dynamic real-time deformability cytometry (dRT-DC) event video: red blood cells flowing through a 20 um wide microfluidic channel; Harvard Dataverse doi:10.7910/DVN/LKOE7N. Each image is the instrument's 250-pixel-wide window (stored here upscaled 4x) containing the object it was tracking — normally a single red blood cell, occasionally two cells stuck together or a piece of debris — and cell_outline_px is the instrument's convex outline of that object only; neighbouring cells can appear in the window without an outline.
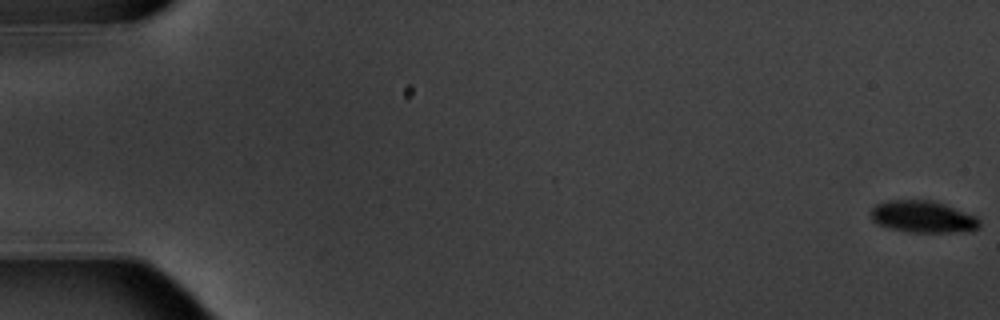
{"species": "common noctule bat (a hibernating species)", "species_latin": "Nyctalus noctula", "temperature_condition": "warm", "stored_images_in_passage": 8, "camera_frame_rate_fps": 3000, "um_per_image_px": 0.085, "animal": {"sex": "male", "body_mass_g": 20.1, "forearm_length_mm": 53.5}, "frame": {"image": 1, "passage_image": 1, "time_ms": 0.0, "image_size_px": [1000, 320], "cell_outline_px": [[980, 228], [952, 232], [908, 232], [892, 228], [880, 224], [872, 220], [872, 208], [876, 204], [888, 200], [932, 200], [944, 204], [976, 216], [980, 220]], "centroid_in_image_um": [78.45, 18.41], "position_along_channel_um": 6.5, "area_um2": 19.88}}
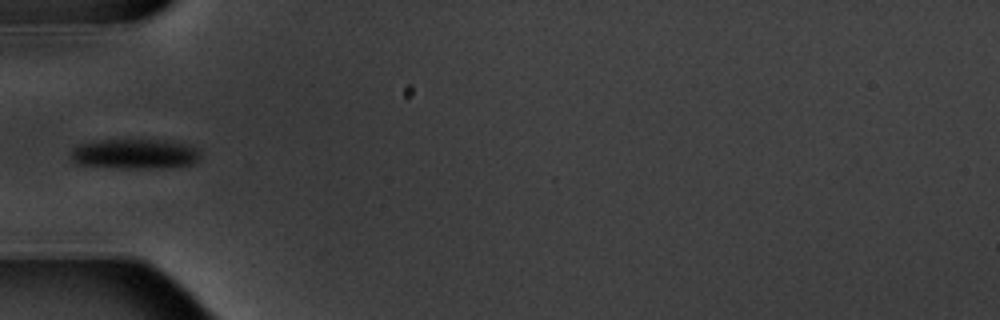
{"frame": {"image": 2, "passage_image": 6, "time_ms": 6.667, "image_size_px": [1000, 320], "cell_outline_px": [[200, 160], [192, 164], [152, 168], [120, 168], [76, 164], [72, 160], [68, 152], [72, 148], [80, 144], [96, 140], [172, 140], [196, 148], [200, 152]], "centroid_in_image_um": [11.42, 13.08], "position_along_channel_um": 73.6, "area_um2": 22.77}}
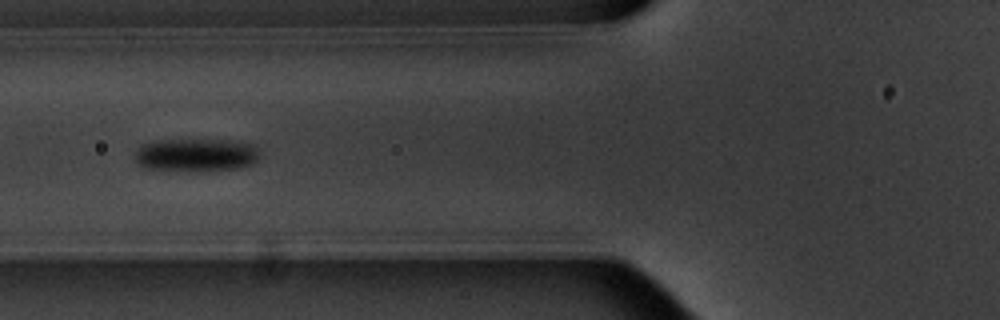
{"frame": {"image": 3, "passage_image": 7, "time_ms": 7.667, "image_size_px": [1000, 320], "cell_outline_px": [[260, 156], [252, 164], [240, 168], [144, 168], [136, 160], [136, 152], [144, 144], [160, 140], [228, 140], [252, 144], [256, 148]], "centroid_in_image_um": [16.72, 13.12], "position_along_channel_um": 109.1, "area_um2": 22.66}}